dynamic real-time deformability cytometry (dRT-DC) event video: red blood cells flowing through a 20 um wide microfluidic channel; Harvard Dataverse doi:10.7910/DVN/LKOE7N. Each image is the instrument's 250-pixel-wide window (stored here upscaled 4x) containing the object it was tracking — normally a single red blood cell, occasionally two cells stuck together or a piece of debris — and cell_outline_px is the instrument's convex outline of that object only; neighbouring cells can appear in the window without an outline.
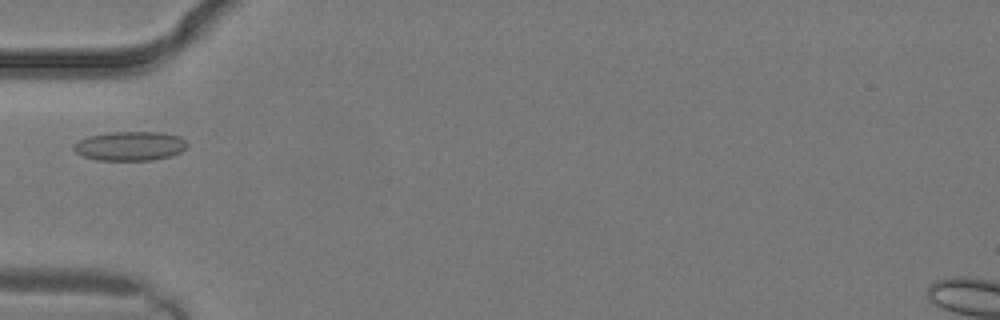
{"species": "common noctule bat (a hibernating species)", "species_latin": "Nyctalus noctula", "temperature_condition": "warm", "stored_images_in_passage": 1, "camera_frame_rate_fps": 3000, "um_per_image_px": 0.085, "animal": {"sex": "male", "body_mass_g": 19.2, "forearm_length_mm": 51.8}, "frame": {"image": 1, "passage_image": 1, "time_ms": 0.0, "image_size_px": [1000, 320], "cell_outline_px": [[188, 144], [180, 152], [168, 156], [152, 160], [96, 160], [84, 156], [76, 152], [72, 148], [80, 140], [88, 136], [108, 132], [160, 132], [180, 136]], "centroid_in_image_um": [11.04, 12.4], "position_along_channel_um": 74.0, "area_um2": 19.13}}